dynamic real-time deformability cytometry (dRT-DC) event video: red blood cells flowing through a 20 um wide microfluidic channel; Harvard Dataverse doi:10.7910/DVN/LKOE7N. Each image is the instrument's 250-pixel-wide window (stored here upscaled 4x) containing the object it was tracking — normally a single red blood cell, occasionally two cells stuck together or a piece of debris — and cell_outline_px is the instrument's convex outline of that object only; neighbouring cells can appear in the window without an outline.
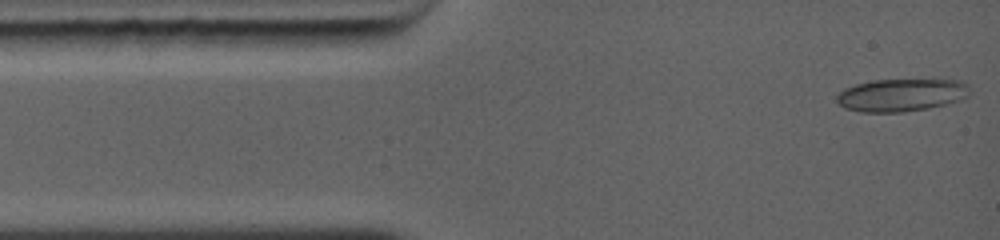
{"species": "common noctule bat (a hibernating species)", "species_latin": "Nyctalus noctula", "temperature_condition": "warm", "stored_images_in_passage": 72, "camera_frame_rate_fps": 5000, "um_per_image_px": 0.085, "animal": {"sex": "female", "body_mass_g": 19.0, "forearm_length_mm": 56.7}, "frame": {"image": 1, "passage_image": 1, "time_ms": 0.0, "image_size_px": [1000, 240], "cell_outline_px": [[968, 96], [960, 100], [928, 108], [904, 112], [860, 112], [844, 108], [836, 100], [836, 96], [844, 88], [856, 84], [872, 80], [932, 76], [936, 76], [960, 80], [968, 84]], "centroid_in_image_um": [76.68, 8.01], "position_along_channel_um": 8.3, "area_um2": 26.59}}
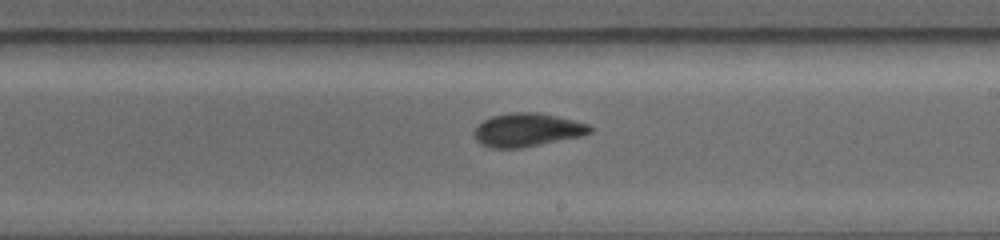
{"frame": {"image": 2, "passage_image": 30, "time_ms": 6.8, "image_size_px": [1000, 240], "cell_outline_px": [[592, 132], [580, 136], [520, 148], [488, 148], [480, 144], [476, 140], [472, 132], [476, 124], [492, 116], [508, 112], [540, 112], [588, 124], [592, 128]], "centroid_in_image_um": [44.73, 11.04], "position_along_channel_um": 244.3, "area_um2": 22.66}}
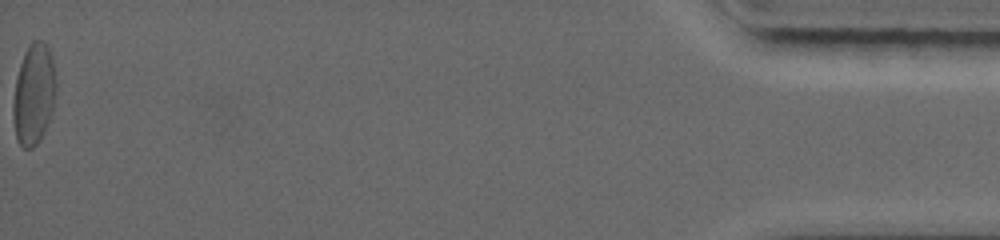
{"frame": {"image": 3, "passage_image": 72, "time_ms": 14.4, "image_size_px": [1000, 240], "cell_outline_px": [[56, 92], [52, 108], [44, 132], [40, 140], [32, 148], [24, 148], [16, 140], [12, 116], [12, 104], [16, 76], [20, 64], [32, 40], [40, 40], [48, 48], [52, 56], [56, 80]], "centroid_in_image_um": [2.85, 8.03], "position_along_channel_um": 432.3, "area_um2": 25.2}, "authors_computed_cell_mechanics": {"area_um2": 22.7443, "velocity_mm_per_s": 4.4163, "shape_relaxation_time_tau1_ms": 5.503, "shape_relaxation_time_tau2_ms": 3.1633, "deformation_change_tau1": 0.1486, "deformation_change_tau2": 0.0751}}